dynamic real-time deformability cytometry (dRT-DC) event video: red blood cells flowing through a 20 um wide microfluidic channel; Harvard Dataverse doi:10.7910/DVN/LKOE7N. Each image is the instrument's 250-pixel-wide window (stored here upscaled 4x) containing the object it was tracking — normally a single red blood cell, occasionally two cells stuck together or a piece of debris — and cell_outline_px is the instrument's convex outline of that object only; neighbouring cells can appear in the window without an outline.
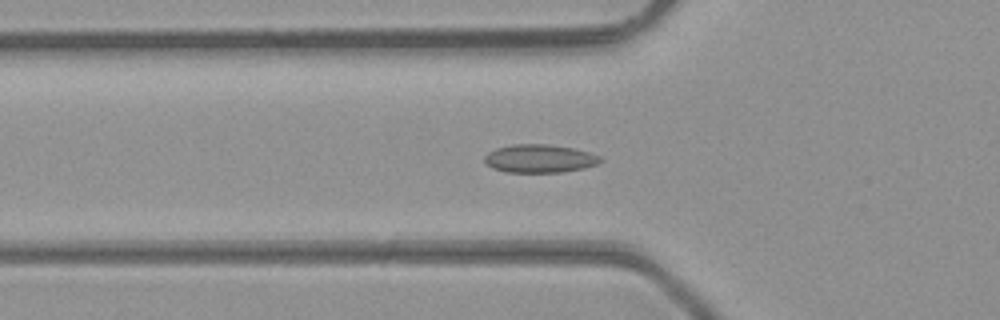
{"species": "common noctule bat (a hibernating species)", "species_latin": "Nyctalus noctula", "temperature_condition": "room temperature", "stored_images_in_passage": 35, "camera_frame_rate_fps": 3000, "um_per_image_px": 0.085, "animal": {"sex": "male", "body_mass_g": 23.1, "forearm_length_mm": 52.7}, "frame": {"image": 1, "passage_image": 3, "time_ms": 0.667, "image_size_px": [1000, 320], "cell_outline_px": [[604, 160], [596, 164], [584, 168], [564, 172], [508, 172], [492, 168], [484, 160], [484, 156], [488, 152], [496, 148], [512, 144], [544, 144], [572, 148], [592, 152], [600, 156]], "centroid_in_image_um": [45.88, 13.47], "position_along_channel_um": 79.9, "area_um2": 19.07}}
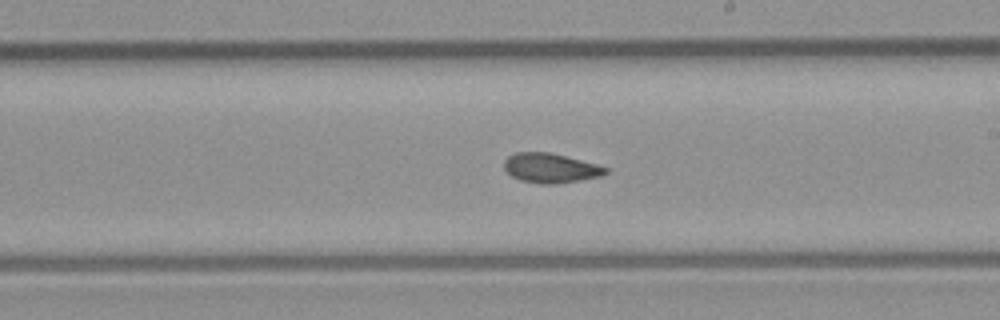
{"frame": {"image": 2, "passage_image": 14, "time_ms": 4.333, "image_size_px": [1000, 320], "cell_outline_px": [[608, 172], [600, 176], [580, 180], [556, 184], [540, 184], [520, 180], [512, 176], [504, 168], [504, 160], [508, 156], [516, 152], [548, 152], [596, 164], [608, 168]], "centroid_in_image_um": [46.77, 14.29], "position_along_channel_um": 242.2, "area_um2": 17.34}}
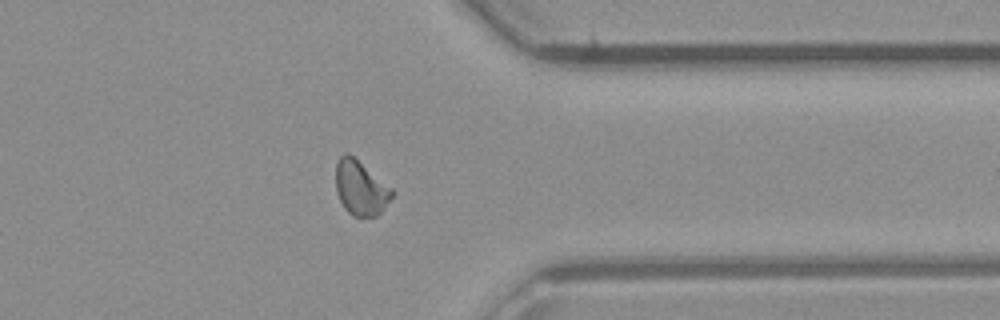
{"frame": {"image": 3, "passage_image": 24, "time_ms": 7.667, "image_size_px": [1000, 320], "cell_outline_px": [[396, 192], [384, 208], [376, 216], [352, 216], [344, 208], [336, 192], [336, 164], [340, 156], [344, 152], [348, 152], [392, 188]], "centroid_in_image_um": [30.65, 15.97], "position_along_channel_um": 380.8, "area_um2": 17.86}, "authors_computed_cell_mechanics": {"area_um2": 17.629, "velocity_mm_per_s": 4.3955, "shape_relaxation_time_tau1_ms": 9.6961, "shape_relaxation_time_tau2_ms": 1.9125, "deformation_change_tau1": 0.1747, "deformation_change_tau2": 0.0529}}